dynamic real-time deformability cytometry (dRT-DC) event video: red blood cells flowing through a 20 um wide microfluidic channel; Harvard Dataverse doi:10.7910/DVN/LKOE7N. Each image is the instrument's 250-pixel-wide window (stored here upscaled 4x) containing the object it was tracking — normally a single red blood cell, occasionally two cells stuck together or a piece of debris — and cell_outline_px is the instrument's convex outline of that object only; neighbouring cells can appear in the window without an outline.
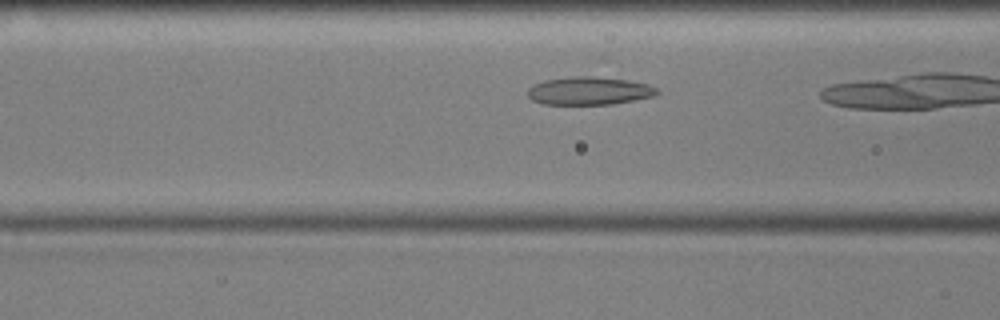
{"species": "common noctule bat (a hibernating species)", "species_latin": "Nyctalus noctula", "temperature_condition": "cold", "stored_images_in_passage": 12, "camera_frame_rate_fps": 3000, "um_per_image_px": 0.085, "animal": {"sex": "male", "body_mass_g": 17.9, "forearm_length_mm": 54.2}, "frame": {"image": 1, "passage_image": 10, "time_ms": 3.0, "image_size_px": [1000, 320], "cell_outline_px": [[660, 92], [652, 96], [612, 104], [544, 104], [532, 100], [528, 96], [528, 88], [532, 84], [544, 80], [572, 76], [592, 76], [628, 80], [648, 84], [656, 88]], "centroid_in_image_um": [50.04, 7.71], "position_along_channel_um": 116.6, "area_um2": 21.04}}